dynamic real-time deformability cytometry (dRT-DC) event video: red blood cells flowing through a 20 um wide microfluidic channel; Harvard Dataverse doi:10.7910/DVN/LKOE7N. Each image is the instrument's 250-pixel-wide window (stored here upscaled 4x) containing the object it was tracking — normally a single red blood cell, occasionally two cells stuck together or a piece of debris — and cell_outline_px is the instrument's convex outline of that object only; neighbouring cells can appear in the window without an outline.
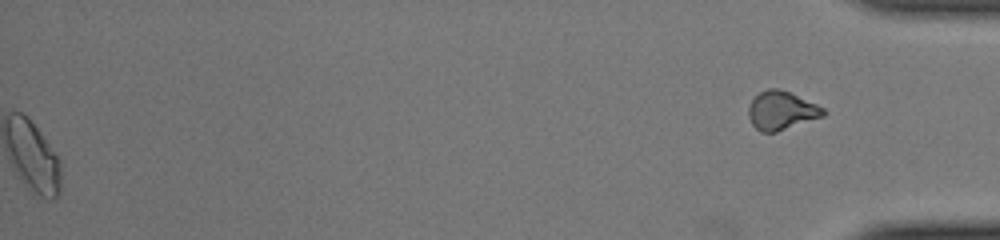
{"species": "common noctule bat (a hibernating species)", "species_latin": "Nyctalus noctula", "temperature_condition": "cold", "stored_images_in_passage": 42, "segment_of_instrument_passage": [2, 2], "camera_frame_rate_fps": 3000, "um_per_image_px": 0.085, "animal": {"sex": "female", "body_mass_g": 22.0, "forearm_length_mm": 56.7}, "frame": {"image": 1, "passage_image": 42, "time_ms": 13.667, "image_size_px": [1000, 240], "cell_outline_px": [[828, 112], [824, 116], [776, 132], [760, 132], [752, 124], [748, 116], [748, 108], [752, 100], [760, 92], [768, 88], [780, 88], [816, 104], [824, 108]], "centroid_in_image_um": [66.42, 9.4], "position_along_channel_um": 368.8, "area_um2": 16.76}}